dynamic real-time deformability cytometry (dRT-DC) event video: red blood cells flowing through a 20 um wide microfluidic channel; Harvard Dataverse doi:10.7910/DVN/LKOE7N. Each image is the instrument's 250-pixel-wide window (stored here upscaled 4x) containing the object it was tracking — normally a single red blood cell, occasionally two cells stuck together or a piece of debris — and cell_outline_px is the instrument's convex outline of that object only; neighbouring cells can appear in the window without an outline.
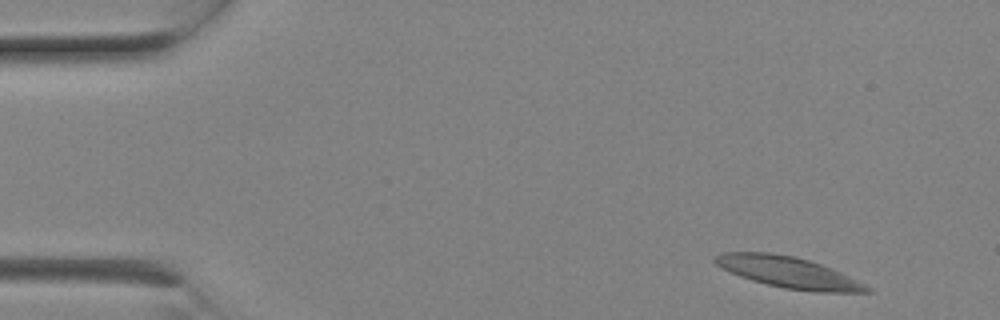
{"species": "Egyptian fruit bat (a non-hibernating species)", "species_latin": "Rousettus aegyptiacus", "temperature_condition": "room temperature", "stored_images_in_passage": 5, "camera_frame_rate_fps": 3000, "um_per_image_px": 0.085, "animal": {"sex": "female"}, "frame": {"image": 1, "passage_image": 1, "time_ms": 0.0, "image_size_px": [1000, 320], "cell_outline_px": [[872, 292], [816, 292], [784, 288], [752, 280], [740, 276], [716, 264], [712, 260], [712, 256], [724, 252], [772, 252], [796, 256], [820, 264], [840, 272], [872, 288]], "centroid_in_image_um": [67.0, 23.13], "position_along_channel_um": 18.0, "area_um2": 27.34}}
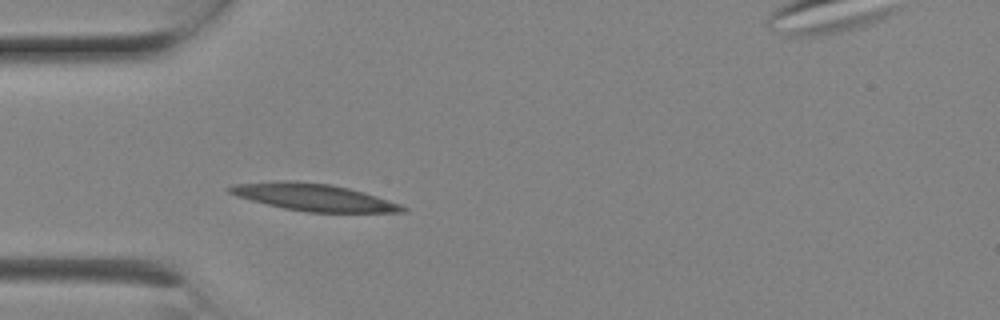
{"frame": {"image": 2, "passage_image": 5, "time_ms": 1.333, "image_size_px": [1000, 320], "cell_outline_px": [[408, 208], [404, 212], [308, 212], [284, 208], [236, 196], [228, 192], [224, 188], [232, 184], [280, 180], [292, 180], [332, 184], [364, 192], [400, 204]], "centroid_in_image_um": [26.61, 16.75], "position_along_channel_um": 58.4, "area_um2": 27.34}}